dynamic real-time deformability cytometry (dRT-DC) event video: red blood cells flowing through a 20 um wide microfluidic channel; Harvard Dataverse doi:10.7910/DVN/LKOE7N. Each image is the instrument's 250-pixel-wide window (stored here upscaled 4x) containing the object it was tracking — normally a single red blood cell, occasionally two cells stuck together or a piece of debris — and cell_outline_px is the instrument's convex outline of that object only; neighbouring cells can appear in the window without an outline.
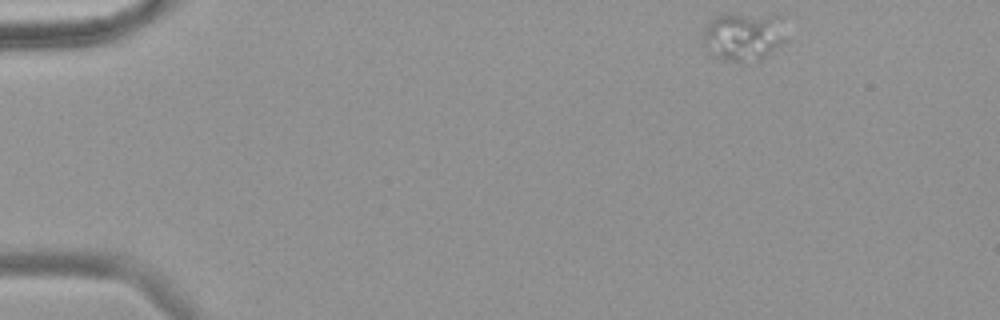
{"species": "common noctule bat (a hibernating species)", "species_latin": "Nyctalus noctula", "temperature_condition": "warm", "stored_images_in_passage": 52, "camera_frame_rate_fps": 3000, "um_per_image_px": 0.085, "animal": {"sex": "female", "body_mass_g": 18.4}, "frame": {"image": 1, "passage_image": 1, "time_ms": 0.0, "image_size_px": [1000, 320], "cell_outline_px": [[784, 44], [760, 60], [740, 64], [724, 60], [708, 52], [700, 44], [700, 36], [704, 28], [716, 16], [724, 12], [780, 16], [784, 40]], "centroid_in_image_um": [63.11, 3.12], "position_along_channel_um": 21.9, "area_um2": 24.28}}
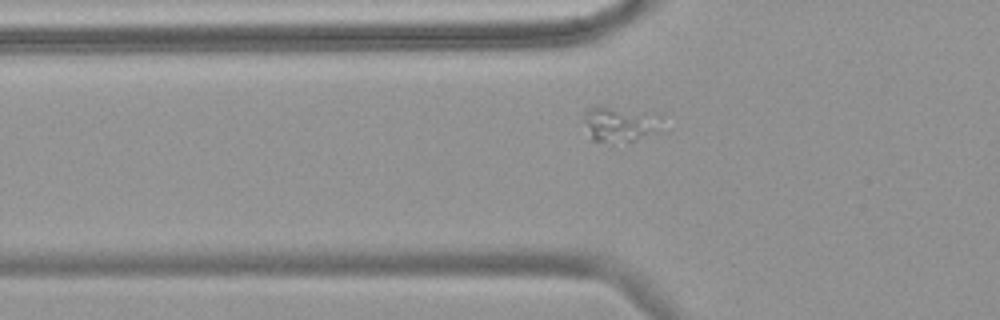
{"frame": {"image": 2, "passage_image": 14, "time_ms": 4.333, "image_size_px": [1000, 320], "cell_outline_px": [[660, 116], [636, 140], [612, 144], [592, 140], [584, 120], [584, 112], [592, 108], [608, 108], [656, 112]], "centroid_in_image_um": [52.51, 10.56], "position_along_channel_um": 73.3, "area_um2": 14.57}}
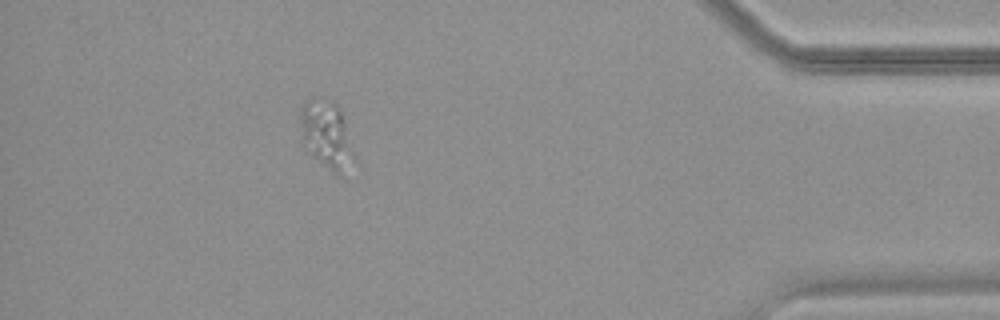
{"frame": {"image": 3, "passage_image": 46, "time_ms": 15.0, "image_size_px": [1000, 320], "cell_outline_px": [[344, 144], [336, 172], [316, 156], [312, 152], [304, 140], [300, 116], [300, 108], [304, 100], [312, 96], [320, 96], [332, 100], [336, 104], [344, 120]], "centroid_in_image_um": [27.47, 10.99], "position_along_channel_um": 407.7, "area_um2": 17.28}}